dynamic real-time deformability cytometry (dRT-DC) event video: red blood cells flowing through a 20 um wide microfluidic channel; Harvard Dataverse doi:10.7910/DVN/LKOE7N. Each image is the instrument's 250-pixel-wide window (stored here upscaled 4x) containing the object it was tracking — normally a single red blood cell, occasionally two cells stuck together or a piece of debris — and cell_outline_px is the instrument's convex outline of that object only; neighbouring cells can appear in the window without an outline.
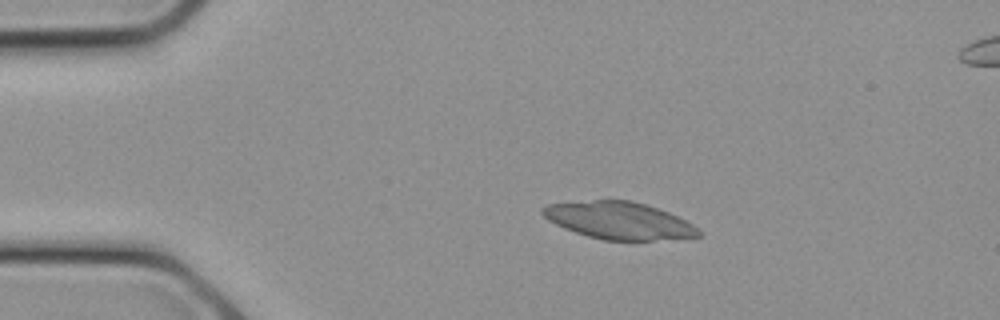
{"species": "common noctule bat (a hibernating species)", "species_latin": "Nyctalus noctula", "temperature_condition": "cold", "stored_images_in_passage": 7, "camera_frame_rate_fps": 3000, "um_per_image_px": 0.085, "animal": {"sex": "female", "body_mass_g": 21.9}, "frame": {"image": 1, "passage_image": 1, "time_ms": 0.0, "image_size_px": [1000, 320], "cell_outline_px": [[700, 236], [652, 240], [604, 240], [588, 236], [564, 228], [548, 220], [540, 212], [540, 208], [548, 204], [596, 200], [632, 200], [668, 212], [692, 224], [700, 232]], "centroid_in_image_um": [52.56, 18.74], "position_along_channel_um": 32.4, "area_um2": 33.35}}